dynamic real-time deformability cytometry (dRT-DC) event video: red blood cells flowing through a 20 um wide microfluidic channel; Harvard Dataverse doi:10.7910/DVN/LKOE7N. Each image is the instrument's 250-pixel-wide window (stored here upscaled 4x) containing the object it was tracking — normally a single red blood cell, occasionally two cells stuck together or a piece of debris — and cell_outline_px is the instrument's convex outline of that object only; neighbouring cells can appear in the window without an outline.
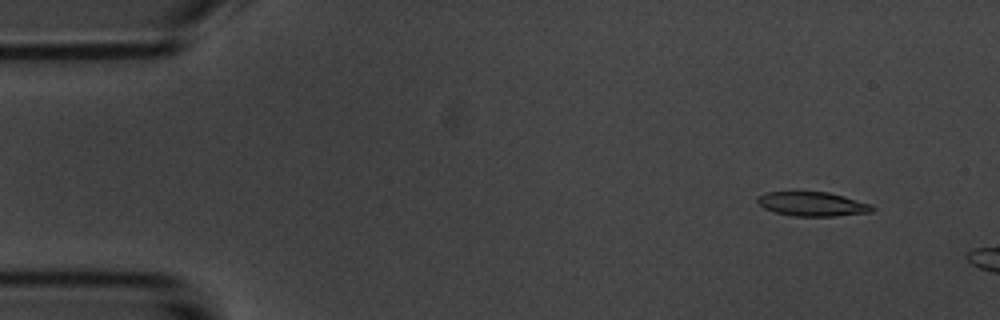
{"species": "common noctule bat (a hibernating species)", "species_latin": "Nyctalus noctula", "temperature_condition": "room temperature", "stored_images_in_passage": 4, "camera_frame_rate_fps": 3000, "um_per_image_px": 0.085, "animal": {"sex": "male", "body_mass_g": 20.1, "forearm_length_mm": 53.5}, "frame": {"image": 1, "passage_image": 2, "time_ms": 1.333, "image_size_px": [1000, 320], "cell_outline_px": [[876, 208], [872, 212], [836, 216], [792, 216], [776, 212], [764, 208], [756, 204], [756, 196], [768, 192], [828, 192], [844, 196], [872, 204]], "centroid_in_image_um": [69.05, 17.34], "position_along_channel_um": 15.9, "area_um2": 16.36}}